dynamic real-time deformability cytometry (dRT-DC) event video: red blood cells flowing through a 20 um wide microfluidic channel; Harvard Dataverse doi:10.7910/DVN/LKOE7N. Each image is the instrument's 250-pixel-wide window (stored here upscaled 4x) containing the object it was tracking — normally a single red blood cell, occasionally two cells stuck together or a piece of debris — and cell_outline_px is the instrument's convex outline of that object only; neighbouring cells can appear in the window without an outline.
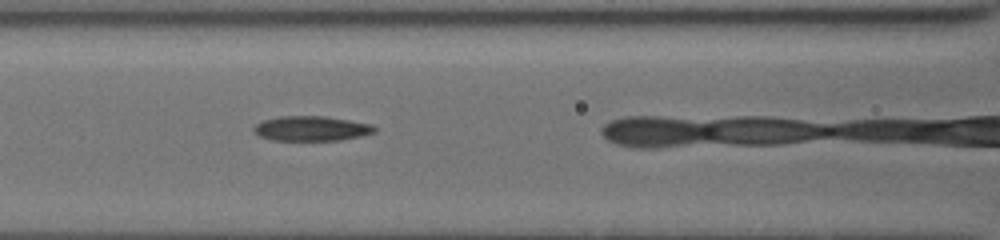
{"species": "common noctule bat (a hibernating species)", "species_latin": "Nyctalus noctula", "temperature_condition": "cold", "stored_images_in_passage": 13, "camera_frame_rate_fps": 3000, "um_per_image_px": 0.085, "animal": {"sex": "female", "body_mass_g": 19.5, "forearm_length_mm": 54.1}, "frame": {"image": 1, "passage_image": 6, "time_ms": 1.667, "image_size_px": [1000, 240], "cell_outline_px": [[376, 132], [360, 136], [340, 140], [272, 140], [260, 136], [252, 128], [256, 124], [264, 120], [280, 116], [324, 116], [372, 124], [376, 128]], "centroid_in_image_um": [26.48, 10.92], "position_along_channel_um": 140.1, "area_um2": 17.34}}